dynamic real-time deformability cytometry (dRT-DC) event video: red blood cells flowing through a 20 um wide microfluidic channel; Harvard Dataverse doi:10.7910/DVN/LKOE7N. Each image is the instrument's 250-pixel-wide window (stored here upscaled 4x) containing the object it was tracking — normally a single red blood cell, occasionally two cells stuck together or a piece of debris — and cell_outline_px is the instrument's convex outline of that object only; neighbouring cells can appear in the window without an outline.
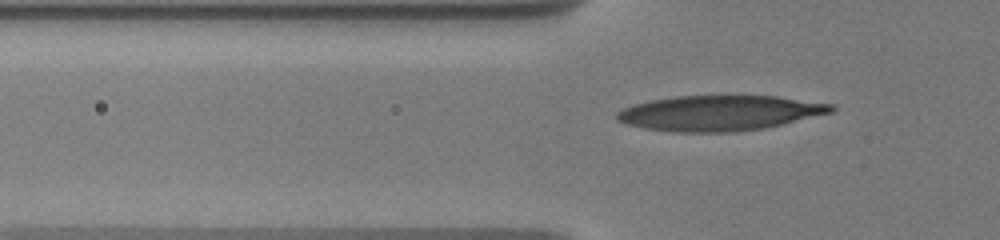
{"species": "human", "species_latin": "Homo sapiens", "temperature_condition": "warm", "stored_images_in_passage": 23, "camera_frame_rate_fps": 3000, "um_per_image_px": 0.085, "donor": {"sex": "male"}, "frame": {"image": 1, "passage_image": 4, "time_ms": 1.0, "image_size_px": [1000, 240], "cell_outline_px": [[836, 108], [832, 112], [764, 128], [732, 132], [672, 132], [644, 128], [628, 124], [616, 120], [616, 112], [632, 104], [652, 100], [676, 96], [776, 96], [832, 104]], "centroid_in_image_um": [61.13, 9.61], "position_along_channel_um": 64.7, "area_um2": 43.75}}
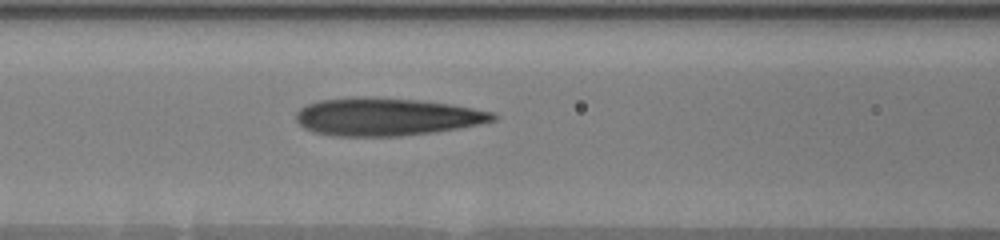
{"frame": {"image": 2, "passage_image": 9, "time_ms": 3.0, "image_size_px": [1000, 240], "cell_outline_px": [[500, 116], [496, 120], [436, 132], [400, 136], [332, 136], [312, 132], [304, 128], [296, 120], [296, 112], [300, 108], [308, 104], [320, 100], [356, 96], [364, 96], [420, 100], [452, 104], [496, 112]], "centroid_in_image_um": [32.86, 9.92], "position_along_channel_um": 133.7, "area_um2": 43.7}}
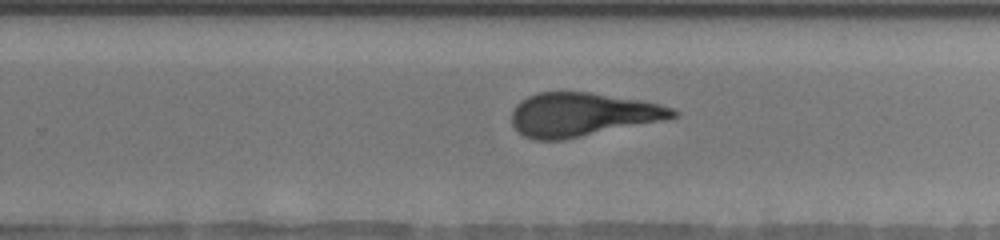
{"frame": {"image": 3, "passage_image": 19, "time_ms": 7.0, "image_size_px": [1000, 240], "cell_outline_px": [[680, 116], [564, 140], [536, 140], [524, 136], [512, 124], [512, 112], [516, 104], [520, 100], [536, 92], [588, 92], [640, 100], [660, 104], [676, 108], [680, 112]], "centroid_in_image_um": [49.49, 9.73], "position_along_channel_um": 280.3, "area_um2": 40.86}}